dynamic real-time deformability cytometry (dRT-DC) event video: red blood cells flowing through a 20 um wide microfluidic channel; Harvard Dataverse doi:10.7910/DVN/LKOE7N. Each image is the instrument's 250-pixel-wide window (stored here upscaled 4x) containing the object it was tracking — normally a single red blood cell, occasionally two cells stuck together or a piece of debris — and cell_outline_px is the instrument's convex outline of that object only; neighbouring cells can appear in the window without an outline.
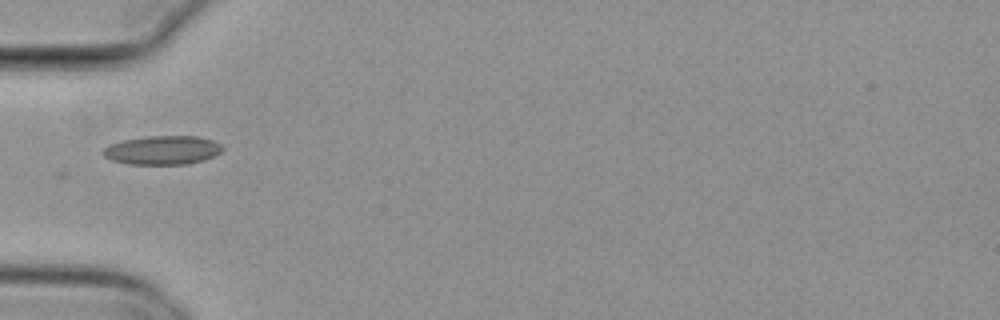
{"species": "common noctule bat (a hibernating species)", "species_latin": "Nyctalus noctula", "temperature_condition": "cold", "stored_images_in_passage": 31, "camera_frame_rate_fps": 3000, "um_per_image_px": 0.085, "animal": {"sex": "female", "body_mass_g": 29.2, "forearm_length_mm": 56.3}, "frame": {"image": 1, "passage_image": 1, "time_ms": 0.0, "image_size_px": [1000, 320], "cell_outline_px": [[224, 148], [220, 152], [204, 160], [188, 164], [128, 164], [112, 160], [104, 156], [100, 152], [108, 144], [120, 140], [148, 136], [196, 136], [212, 140], [220, 144]], "centroid_in_image_um": [13.76, 12.76], "position_along_channel_um": 71.2, "area_um2": 20.17}}
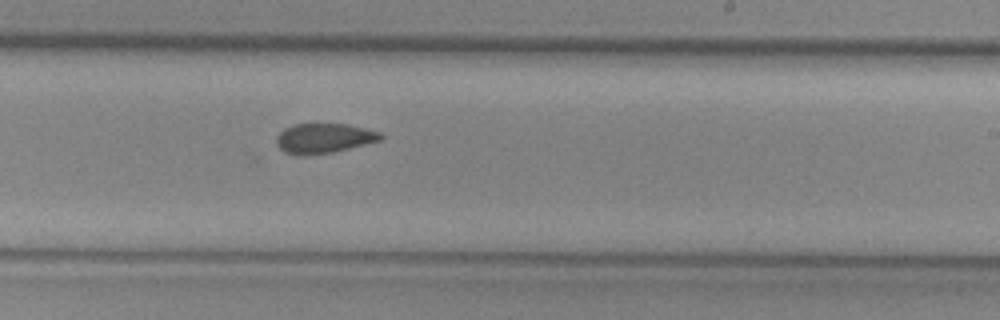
{"frame": {"image": 2, "passage_image": 16, "time_ms": 5.0, "image_size_px": [1000, 320], "cell_outline_px": [[384, 140], [332, 152], [304, 156], [300, 156], [284, 152], [276, 144], [276, 136], [284, 128], [292, 124], [348, 124], [380, 132], [384, 136]], "centroid_in_image_um": [27.53, 11.76], "position_along_channel_um": 261.5, "area_um2": 18.32}}
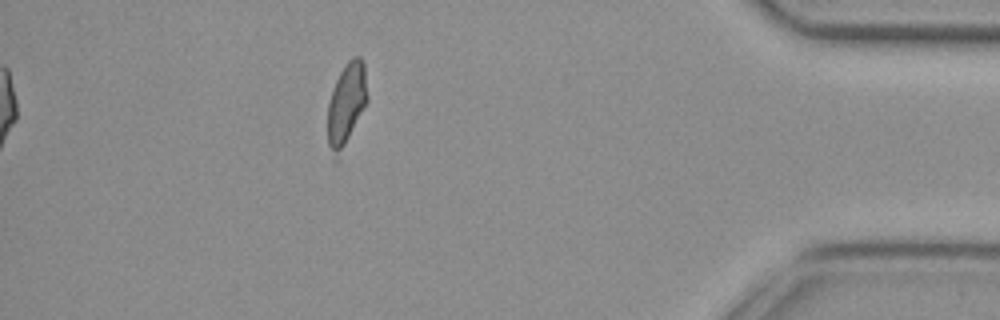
{"frame": {"image": 3, "passage_image": 31, "time_ms": 10.0, "image_size_px": [1000, 320], "cell_outline_px": [[368, 100], [340, 164], [336, 164], [332, 160], [328, 144], [328, 104], [332, 88], [344, 64], [352, 56], [360, 56], [364, 64], [368, 96]], "centroid_in_image_um": [29.43, 9.05], "position_along_channel_um": 405.8, "area_um2": 20.4}}